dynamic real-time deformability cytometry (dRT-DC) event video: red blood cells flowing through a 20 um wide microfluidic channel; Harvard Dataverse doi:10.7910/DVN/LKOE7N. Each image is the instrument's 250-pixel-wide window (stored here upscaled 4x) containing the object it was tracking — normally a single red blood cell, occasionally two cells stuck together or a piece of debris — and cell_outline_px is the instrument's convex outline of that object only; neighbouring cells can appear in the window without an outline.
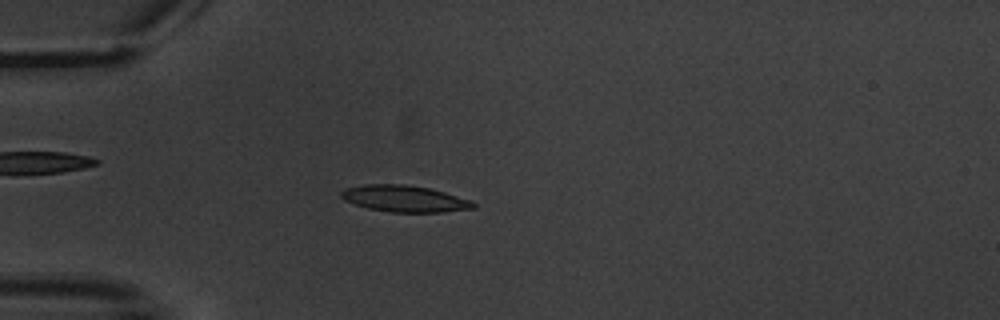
{"species": "common noctule bat (a hibernating species)", "species_latin": "Nyctalus noctula", "temperature_condition": "warm", "stored_images_in_passage": 6, "camera_frame_rate_fps": 3000, "um_per_image_px": 0.085, "animal": {"sex": "male", "body_mass_g": 20.1, "forearm_length_mm": 53.5}, "frame": {"image": 1, "passage_image": 4, "time_ms": 3.667, "image_size_px": [1000, 320], "cell_outline_px": [[476, 208], [444, 212], [392, 212], [368, 208], [344, 200], [340, 196], [340, 192], [344, 188], [364, 184], [404, 184], [432, 188], [472, 200], [476, 204]], "centroid_in_image_um": [34.41, 16.88], "position_along_channel_um": 50.6, "area_um2": 20.63}}